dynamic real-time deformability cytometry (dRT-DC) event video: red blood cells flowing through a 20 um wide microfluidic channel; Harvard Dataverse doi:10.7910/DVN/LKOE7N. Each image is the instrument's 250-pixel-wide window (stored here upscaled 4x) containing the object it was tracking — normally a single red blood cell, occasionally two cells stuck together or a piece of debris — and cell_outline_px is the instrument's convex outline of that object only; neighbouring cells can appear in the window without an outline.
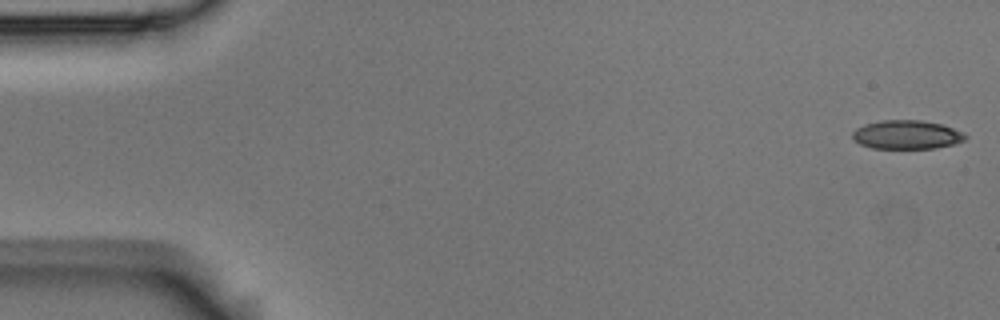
{"species": "Egyptian fruit bat (a non-hibernating species)", "species_latin": "Rousettus aegyptiacus", "temperature_condition": "room temperature", "stored_images_in_passage": 54, "camera_frame_rate_fps": 3000, "um_per_image_px": 0.085, "animal": {"sex": "male"}, "frame": {"image": 1, "passage_image": 1, "time_ms": 0.0, "image_size_px": [1000, 320], "cell_outline_px": [[968, 136], [964, 140], [952, 144], [936, 148], [872, 148], [860, 144], [852, 140], [852, 132], [856, 128], [864, 124], [880, 120], [920, 120], [940, 124], [964, 132]], "centroid_in_image_um": [77.03, 11.44], "position_along_channel_um": 8.0, "area_um2": 18.96}}
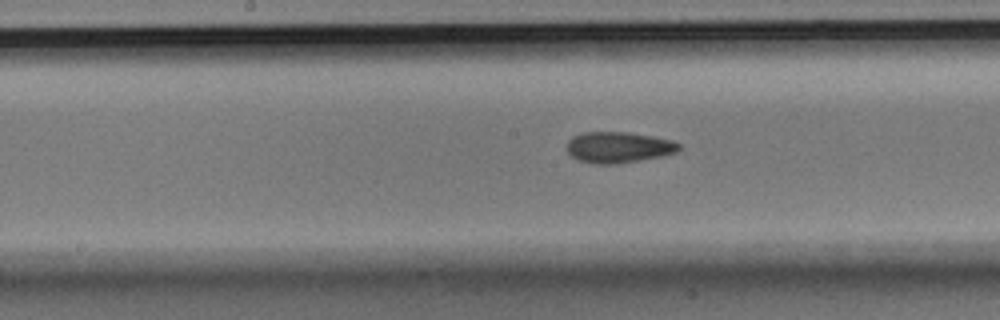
{"frame": {"image": 2, "passage_image": 27, "time_ms": 8.667, "image_size_px": [1000, 320], "cell_outline_px": [[680, 148], [676, 152], [660, 156], [640, 160], [616, 164], [596, 164], [580, 160], [572, 156], [568, 152], [568, 140], [572, 136], [584, 132], [628, 132], [672, 140], [680, 144]], "centroid_in_image_um": [52.56, 12.51], "position_along_channel_um": 195.6, "area_um2": 20.06}}
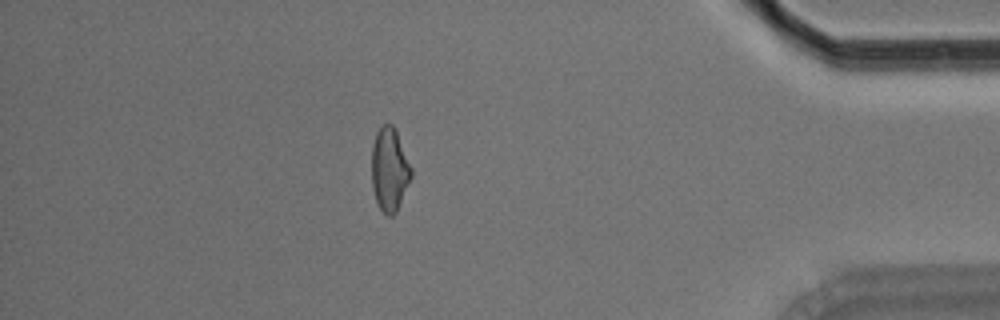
{"frame": {"image": 3, "passage_image": 47, "time_ms": 15.333, "image_size_px": [1000, 320], "cell_outline_px": [[412, 176], [396, 212], [392, 216], [388, 216], [380, 208], [376, 200], [372, 188], [372, 144], [376, 132], [384, 124], [392, 124], [396, 132], [412, 168]], "centroid_in_image_um": [33.1, 14.42], "position_along_channel_um": 402.1, "area_um2": 19.02}, "authors_computed_cell_mechanics": {"area_um2": 19.7098, "velocity_mm_per_s": 3.7119, "shape_relaxation_time_tau1_ms": 7.8083, "shape_relaxation_time_tau2_ms": 3.3533, "deformation_change_tau1": 0.1552, "deformation_change_tau2": 0.0943}}